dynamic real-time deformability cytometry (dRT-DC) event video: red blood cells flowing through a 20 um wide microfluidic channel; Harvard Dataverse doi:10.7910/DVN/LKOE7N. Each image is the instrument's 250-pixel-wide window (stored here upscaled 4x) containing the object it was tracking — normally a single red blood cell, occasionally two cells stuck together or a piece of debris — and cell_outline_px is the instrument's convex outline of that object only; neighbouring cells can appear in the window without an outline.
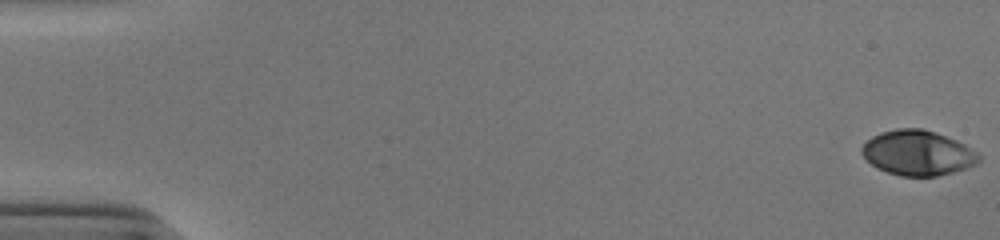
{"species": "human", "species_latin": "Homo sapiens", "temperature_condition": "cold", "stored_images_in_passage": 53, "camera_frame_rate_fps": 3000, "um_per_image_px": 0.085, "donor": {"sex": "male"}, "frame": {"image": 1, "passage_image": 1, "time_ms": 0.0, "image_size_px": [1000, 240], "cell_outline_px": [[980, 160], [976, 164], [952, 172], [936, 176], [900, 176], [876, 168], [860, 152], [860, 148], [872, 136], [880, 132], [896, 128], [920, 128], [936, 132], [956, 140], [964, 144], [976, 152], [980, 156]], "centroid_in_image_um": [77.98, 12.99], "position_along_channel_um": 7.0, "area_um2": 30.58}}
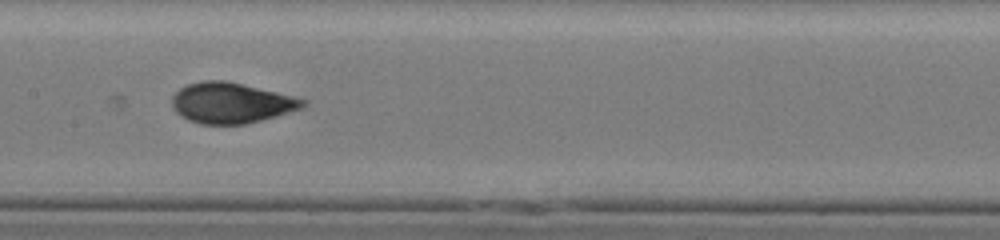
{"frame": {"image": 2, "passage_image": 28, "time_ms": 9.0, "image_size_px": [1000, 240], "cell_outline_px": [[308, 104], [300, 108], [276, 116], [244, 124], [200, 124], [188, 120], [180, 116], [172, 108], [172, 96], [180, 88], [188, 84], [204, 80], [224, 80], [276, 92], [308, 100]], "centroid_in_image_um": [19.61, 8.75], "position_along_channel_um": 187.8, "area_um2": 30.75}}
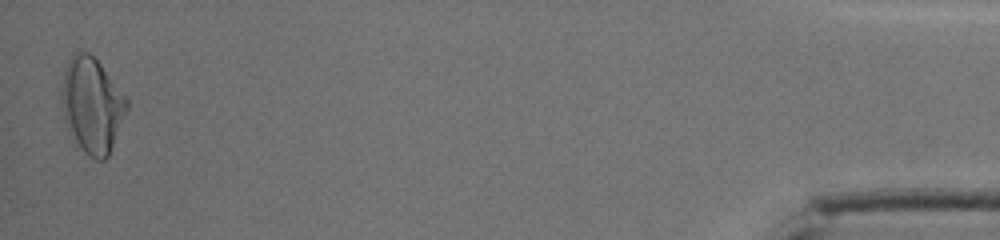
{"frame": {"image": 3, "passage_image": 53, "time_ms": 17.333, "image_size_px": [1000, 240], "cell_outline_px": [[128, 108], [108, 156], [104, 160], [96, 160], [88, 156], [84, 152], [68, 132], [64, 120], [60, 100], [60, 92], [64, 72], [68, 60], [72, 52], [88, 52], [100, 64], [128, 100]], "centroid_in_image_um": [7.78, 8.95], "position_along_channel_um": 427.4, "area_um2": 36.18}, "authors_computed_cell_mechanics": {"area_um2": 30.634, "velocity_mm_per_s": 3.907, "shape_relaxation_time_tau1_ms": 6.8847, "shape_relaxation_time_tau2_ms": null, "deformation_change_tau1": 0.2356, "deformation_change_tau2": null}}